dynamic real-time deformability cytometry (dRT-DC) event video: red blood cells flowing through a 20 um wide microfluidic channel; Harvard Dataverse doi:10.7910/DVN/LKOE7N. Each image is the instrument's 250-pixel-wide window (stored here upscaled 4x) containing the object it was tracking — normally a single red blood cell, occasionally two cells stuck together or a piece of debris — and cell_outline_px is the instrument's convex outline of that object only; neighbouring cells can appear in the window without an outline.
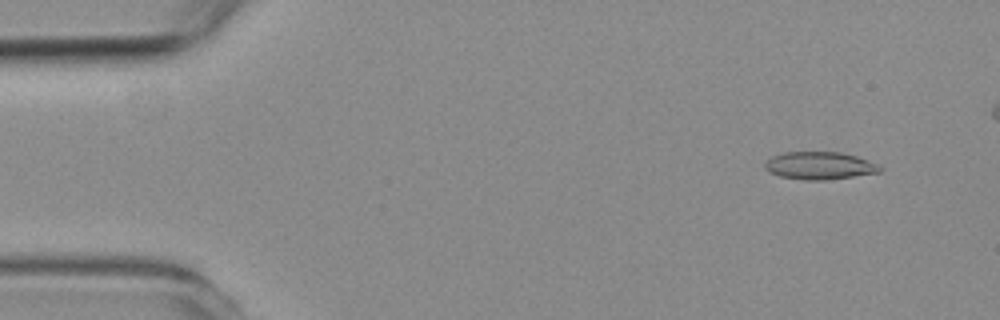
{"species": "common noctule bat (a hibernating species)", "species_latin": "Nyctalus noctula", "temperature_condition": "room temperature", "stored_images_in_passage": 13, "camera_frame_rate_fps": 3000, "um_per_image_px": 0.085, "animal": {"sex": "female", "body_mass_g": 19.3, "forearm_length_mm": 54.1}, "frame": {"image": 1, "passage_image": 2, "time_ms": 0.333, "image_size_px": [1000, 320], "cell_outline_px": [[884, 168], [880, 172], [824, 180], [804, 180], [780, 176], [768, 172], [764, 168], [764, 164], [772, 156], [784, 152], [840, 152], [856, 156], [876, 164]], "centroid_in_image_um": [69.63, 14.08], "position_along_channel_um": 15.4, "area_um2": 18.38}}
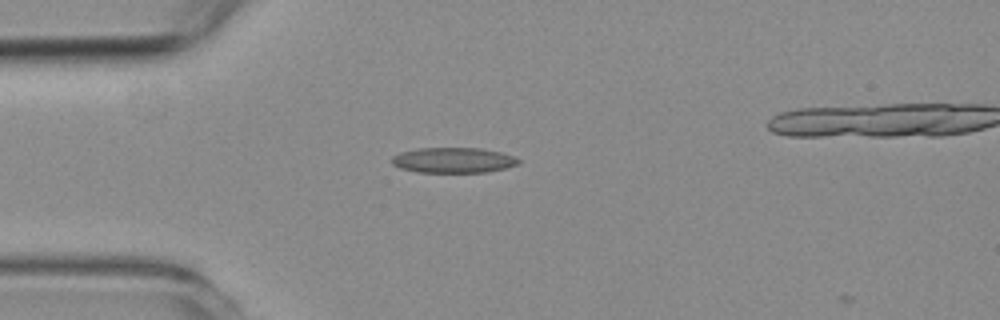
{"frame": {"image": 2, "passage_image": 12, "time_ms": 3.667, "image_size_px": [1000, 320], "cell_outline_px": [[520, 164], [488, 172], [420, 172], [400, 168], [392, 164], [392, 156], [400, 152], [416, 148], [480, 148], [500, 152], [512, 156], [520, 160]], "centroid_in_image_um": [38.52, 13.61], "position_along_channel_um": 46.5, "area_um2": 18.67}}